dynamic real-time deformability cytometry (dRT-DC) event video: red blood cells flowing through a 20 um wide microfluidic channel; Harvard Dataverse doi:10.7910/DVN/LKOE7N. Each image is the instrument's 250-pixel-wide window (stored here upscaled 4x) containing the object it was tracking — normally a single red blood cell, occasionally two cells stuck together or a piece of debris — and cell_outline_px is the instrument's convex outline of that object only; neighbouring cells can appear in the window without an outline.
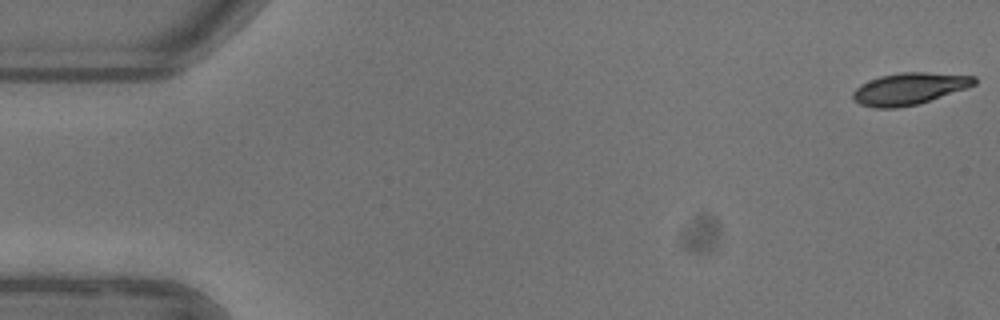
{"species": "common noctule bat (a hibernating species)", "species_latin": "Nyctalus noctula", "temperature_condition": "warm", "stored_images_in_passage": 15, "camera_frame_rate_fps": 3000, "um_per_image_px": 0.085, "animal": {"sex": "female"}, "frame": {"image": 1, "passage_image": 1, "time_ms": 0.0, "image_size_px": [1000, 320], "cell_outline_px": [[976, 84], [920, 104], [896, 108], [872, 108], [860, 104], [852, 100], [852, 92], [860, 84], [880, 76], [900, 72], [924, 72], [976, 76]], "centroid_in_image_um": [77.24, 7.55], "position_along_channel_um": 7.8, "area_um2": 22.6}}
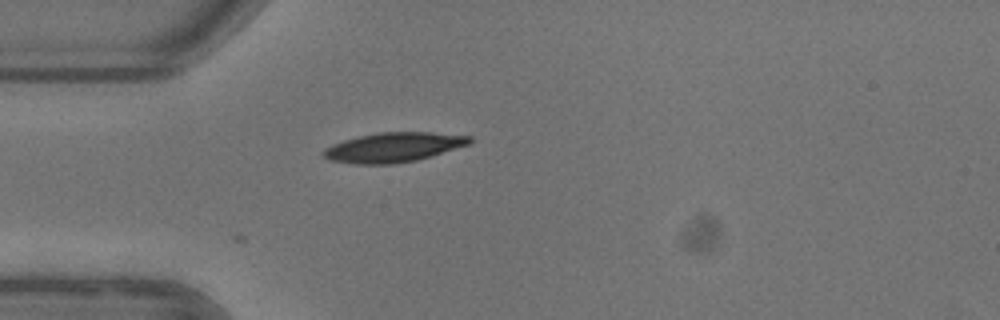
{"frame": {"image": 2, "passage_image": 15, "time_ms": 4.667, "image_size_px": [1000, 320], "cell_outline_px": [[472, 140], [468, 144], [432, 156], [416, 160], [392, 164], [352, 164], [328, 160], [320, 152], [324, 148], [332, 144], [344, 140], [360, 136], [380, 132], [432, 132], [472, 136]], "centroid_in_image_um": [33.41, 12.52], "position_along_channel_um": 51.6, "area_um2": 25.26}}